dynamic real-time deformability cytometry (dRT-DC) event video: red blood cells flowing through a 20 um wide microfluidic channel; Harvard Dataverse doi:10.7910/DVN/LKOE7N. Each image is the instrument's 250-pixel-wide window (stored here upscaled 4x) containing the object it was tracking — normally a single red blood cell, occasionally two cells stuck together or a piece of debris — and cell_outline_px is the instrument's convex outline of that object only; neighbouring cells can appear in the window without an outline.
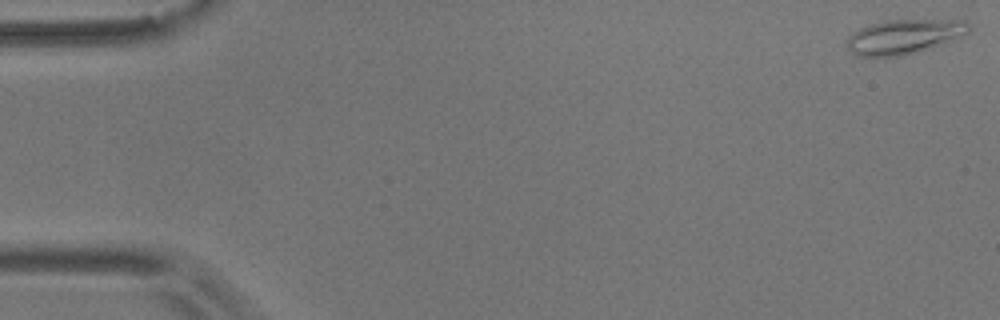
{"species": "common noctule bat (a hibernating species)", "species_latin": "Nyctalus noctula", "temperature_condition": "room temperature", "stored_images_in_passage": 45, "camera_frame_rate_fps": 3000, "um_per_image_px": 0.085, "animal": {"sex": "male", "body_mass_g": 17.9}, "frame": {"image": 1, "passage_image": 1, "time_ms": 0.0, "image_size_px": [1000, 320], "cell_outline_px": [[972, 24], [968, 32], [952, 40], [916, 52], [900, 56], [856, 56], [844, 44], [844, 40], [848, 36], [860, 28], [884, 20], [964, 20]], "centroid_in_image_um": [76.8, 3.11], "position_along_channel_um": 8.2, "area_um2": 24.45}}
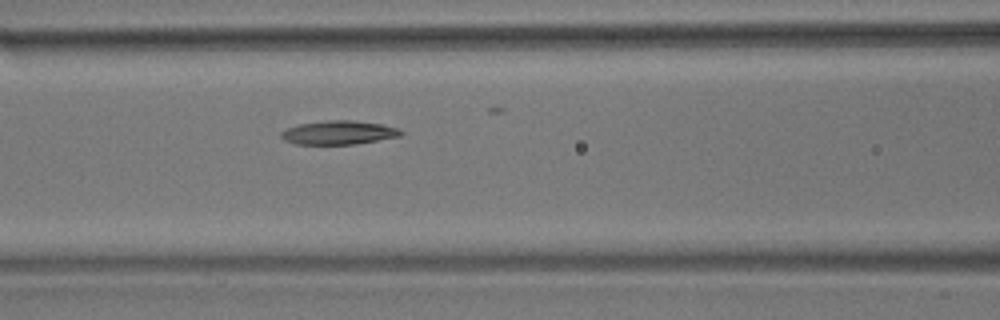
{"frame": {"image": 2, "passage_image": 23, "time_ms": 7.333, "image_size_px": [1000, 320], "cell_outline_px": [[404, 132], [400, 136], [352, 144], [296, 144], [284, 140], [280, 136], [280, 132], [284, 128], [300, 124], [324, 120], [352, 120], [380, 124], [400, 128]], "centroid_in_image_um": [28.75, 11.26], "position_along_channel_um": 137.9, "area_um2": 16.59}}
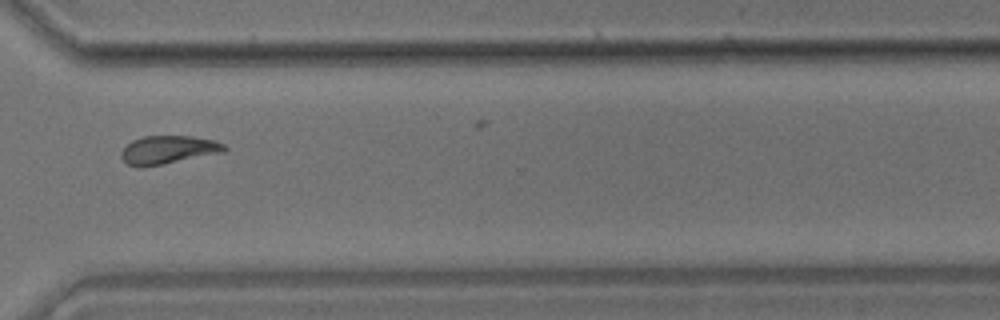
{"frame": {"image": 3, "passage_image": 41, "time_ms": 13.333, "image_size_px": [1000, 320], "cell_outline_px": [[228, 148], [224, 152], [144, 168], [140, 168], [128, 164], [120, 156], [120, 152], [132, 140], [144, 136], [192, 136], [216, 140], [224, 144]], "centroid_in_image_um": [14.3, 12.74], "position_along_channel_um": 356.3, "area_um2": 17.17}, "authors_computed_cell_mechanics": {"area_um2": 17.3978, "velocity_mm_per_s": 3.6387, "shape_relaxation_time_tau1_ms": 9.3905, "shape_relaxation_time_tau2_ms": 4.9356, "deformation_change_tau1": 0.2393, "deformation_change_tau2": 0.1328}}